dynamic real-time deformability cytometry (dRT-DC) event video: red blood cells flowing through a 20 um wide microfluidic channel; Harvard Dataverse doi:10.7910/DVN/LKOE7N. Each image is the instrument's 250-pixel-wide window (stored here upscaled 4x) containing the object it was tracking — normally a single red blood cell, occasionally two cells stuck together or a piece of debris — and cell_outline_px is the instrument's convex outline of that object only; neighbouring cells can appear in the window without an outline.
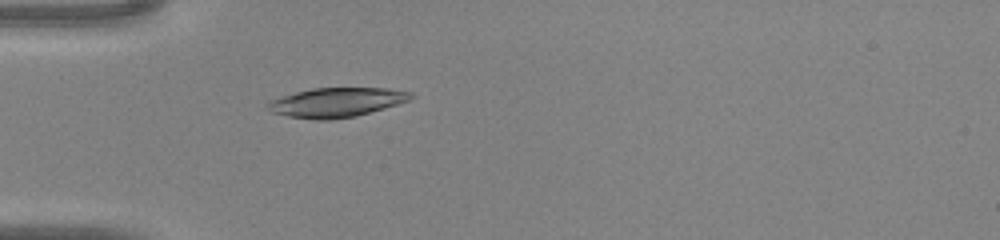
{"species": "common noctule bat (a hibernating species)", "species_latin": "Nyctalus noctula", "temperature_condition": "warm", "stored_images_in_passage": 47, "camera_frame_rate_fps": 3000, "um_per_image_px": 0.085, "animal": {"sex": "male", "body_mass_g": 20.0, "forearm_length_mm": 53.3}, "frame": {"image": 1, "passage_image": 15, "time_ms": 4.667, "image_size_px": [1000, 240], "cell_outline_px": [[412, 96], [408, 100], [396, 104], [368, 112], [352, 116], [328, 120], [320, 120], [288, 116], [272, 112], [268, 104], [272, 100], [296, 92], [316, 88], [384, 88], [408, 92]], "centroid_in_image_um": [28.57, 8.7], "position_along_channel_um": 56.4, "area_um2": 23.52}}
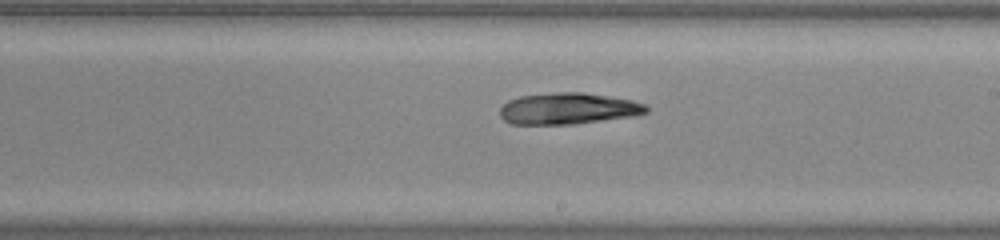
{"frame": {"image": 2, "passage_image": 28, "time_ms": 9.0, "image_size_px": [1000, 240], "cell_outline_px": [[648, 112], [628, 116], [572, 124], [512, 124], [504, 120], [500, 116], [500, 108], [508, 100], [520, 96], [560, 92], [580, 92], [628, 100], [644, 104], [648, 108]], "centroid_in_image_um": [48.2, 9.23], "position_along_channel_um": 240.8, "area_um2": 26.13}}
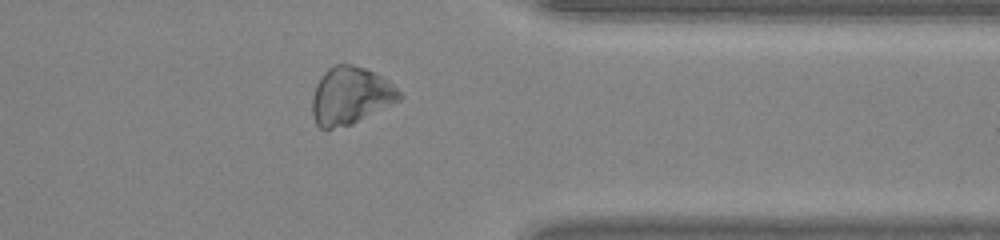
{"frame": {"image": 3, "passage_image": 38, "time_ms": 12.333, "image_size_px": [1000, 240], "cell_outline_px": [[400, 100], [352, 124], [332, 128], [320, 128], [316, 124], [312, 112], [312, 100], [316, 88], [324, 72], [328, 68], [336, 64], [352, 64], [364, 68], [388, 80], [400, 92]], "centroid_in_image_um": [29.78, 8.14], "position_along_channel_um": 381.6, "area_um2": 28.61}}